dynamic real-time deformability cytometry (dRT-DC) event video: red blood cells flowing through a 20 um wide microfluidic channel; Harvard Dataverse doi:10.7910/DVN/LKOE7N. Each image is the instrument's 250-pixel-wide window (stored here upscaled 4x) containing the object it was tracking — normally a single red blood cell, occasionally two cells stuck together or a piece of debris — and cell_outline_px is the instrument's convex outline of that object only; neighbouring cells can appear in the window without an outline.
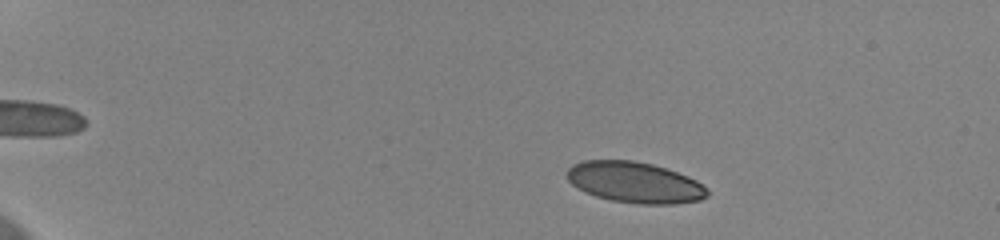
{"species": "human", "species_latin": "Homo sapiens", "temperature_condition": "cold", "stored_images_in_passage": 53, "camera_frame_rate_fps": 3000, "um_per_image_px": 0.085, "donor": {"sex": "female"}, "frame": {"image": 1, "passage_image": 7, "time_ms": 2.0, "image_size_px": [1000, 240], "cell_outline_px": [[708, 196], [700, 200], [672, 204], [640, 204], [612, 200], [596, 196], [572, 184], [564, 176], [564, 172], [572, 164], [584, 160], [632, 160], [652, 164], [688, 176], [696, 180], [708, 188]], "centroid_in_image_um": [53.94, 15.49], "position_along_channel_um": 31.1, "area_um2": 33.47}}
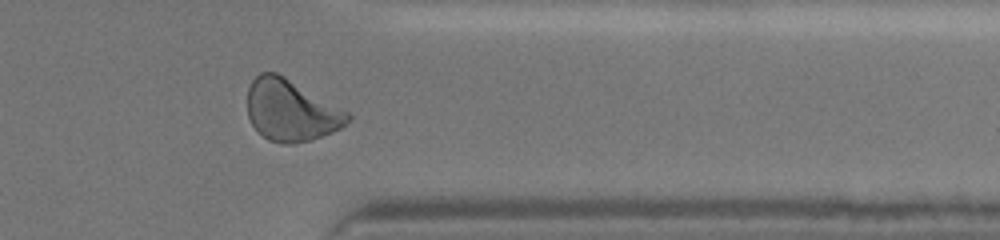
{"frame": {"image": 2, "passage_image": 45, "time_ms": 14.667, "image_size_px": [1000, 240], "cell_outline_px": [[352, 116], [340, 128], [332, 132], [296, 144], [284, 144], [268, 140], [252, 124], [248, 116], [248, 88], [252, 80], [260, 72], [276, 72], [284, 76], [348, 112]], "centroid_in_image_um": [24.7, 9.38], "position_along_channel_um": 386.7, "area_um2": 35.43}}
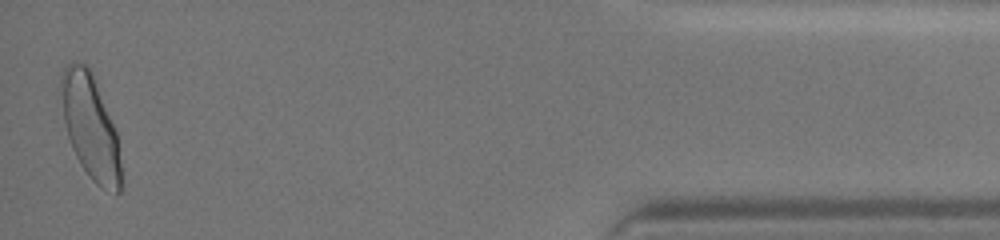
{"frame": {"image": 3, "passage_image": 53, "time_ms": 17.333, "image_size_px": [1000, 240], "cell_outline_px": [[124, 180], [120, 192], [116, 192], [100, 188], [92, 180], [80, 164], [72, 148], [64, 124], [60, 84], [60, 76], [64, 68], [68, 64], [84, 64], [92, 72], [116, 132]], "centroid_in_image_um": [7.7, 10.85], "position_along_channel_um": 427.5, "area_um2": 36.3}, "authors_computed_cell_mechanics": {"area_um2": 34.4488, "velocity_mm_per_s": 3.6348, "shape_relaxation_time_tau1_ms": 3.9779, "shape_relaxation_time_tau2_ms": null, "deformation_change_tau1": 0.1182, "deformation_change_tau2": null}}